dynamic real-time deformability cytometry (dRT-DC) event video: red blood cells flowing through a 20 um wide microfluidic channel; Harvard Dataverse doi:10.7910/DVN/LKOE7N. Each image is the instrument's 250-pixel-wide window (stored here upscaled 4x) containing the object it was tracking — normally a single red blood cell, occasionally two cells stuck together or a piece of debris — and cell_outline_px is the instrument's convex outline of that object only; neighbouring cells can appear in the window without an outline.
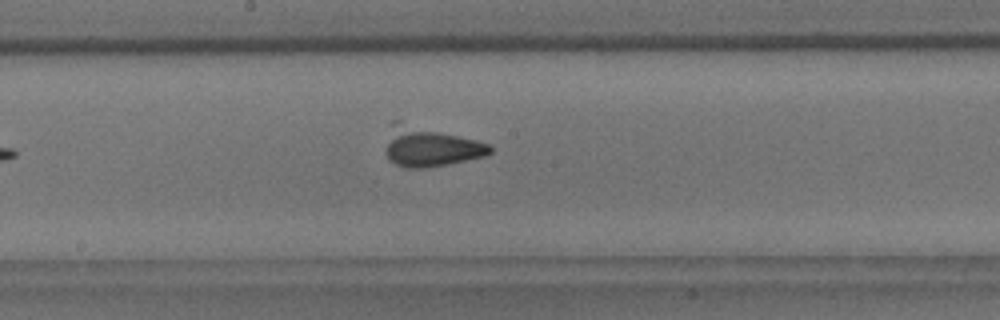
{"species": "common noctule bat (a hibernating species)", "species_latin": "Nyctalus noctula", "temperature_condition": "room temperature", "stored_images_in_passage": 5, "camera_frame_rate_fps": 3000, "um_per_image_px": 0.085, "animal": {"sex": "male", "body_mass_g": 18.8}, "frame": {"image": 1, "passage_image": 5, "time_ms": 5.0, "image_size_px": [1000, 320], "cell_outline_px": [[492, 152], [484, 156], [448, 164], [424, 168], [404, 168], [388, 160], [384, 152], [392, 120], [400, 120], [476, 140], [488, 144], [492, 148]], "centroid_in_image_um": [36.49, 12.46], "position_along_channel_um": 211.7, "area_um2": 24.33}}